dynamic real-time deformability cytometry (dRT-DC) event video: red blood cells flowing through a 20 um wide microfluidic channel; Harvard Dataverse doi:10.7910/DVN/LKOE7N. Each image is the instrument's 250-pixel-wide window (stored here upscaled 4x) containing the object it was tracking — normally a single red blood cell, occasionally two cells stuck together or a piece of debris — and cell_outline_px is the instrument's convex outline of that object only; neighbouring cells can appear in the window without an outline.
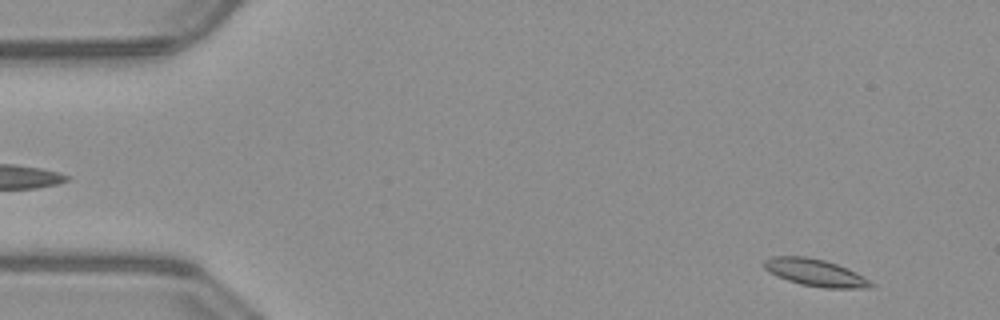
{"species": "common noctule bat (a hibernating species)", "species_latin": "Nyctalus noctula", "temperature_condition": "warm", "stored_images_in_passage": 50, "camera_frame_rate_fps": 3000, "um_per_image_px": 0.085, "animal": {"sex": "male", "body_mass_g": 23.1, "forearm_length_mm": 52.7}, "frame": {"image": 1, "passage_image": 3, "time_ms": 0.667, "image_size_px": [1000, 320], "cell_outline_px": [[876, 284], [872, 288], [824, 288], [800, 284], [776, 276], [768, 272], [764, 268], [764, 260], [772, 256], [804, 256], [824, 260], [848, 268], [864, 276]], "centroid_in_image_um": [69.32, 23.18], "position_along_channel_um": 15.7, "area_um2": 17.05}}
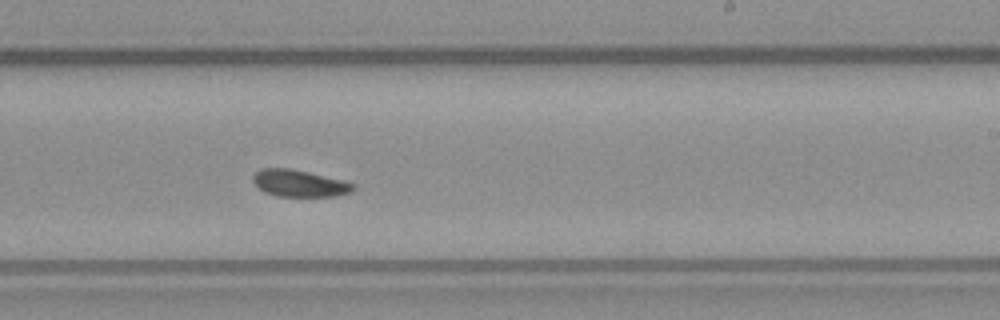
{"frame": {"image": 2, "passage_image": 30, "time_ms": 9.667, "image_size_px": [1000, 320], "cell_outline_px": [[356, 188], [348, 192], [336, 196], [276, 196], [264, 192], [252, 180], [252, 176], [260, 168], [288, 168], [308, 172], [344, 180], [356, 184]], "centroid_in_image_um": [25.45, 15.58], "position_along_channel_um": 263.6, "area_um2": 15.66}}
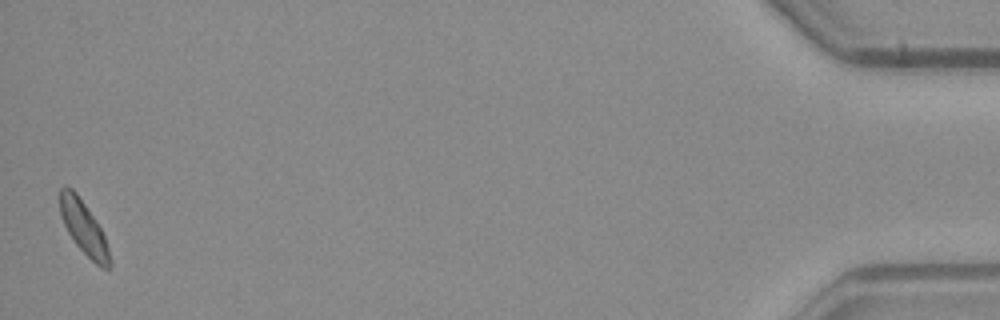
{"frame": {"image": 3, "passage_image": 50, "time_ms": 16.333, "image_size_px": [1000, 320], "cell_outline_px": [[112, 264], [108, 268], [100, 268], [76, 244], [68, 232], [60, 216], [60, 188], [64, 184], [72, 188], [76, 192], [100, 228], [104, 236], [112, 260]], "centroid_in_image_um": [7.11, 19.35], "position_along_channel_um": 428.1, "area_um2": 15.2}, "authors_computed_cell_mechanics": {"area_um2": 16.0395, "velocity_mm_per_s": 3.9819, "shape_relaxation_time_tau1_ms": 8.7111, "shape_relaxation_time_tau2_ms": null, "deformation_change_tau1": 0.1845, "deformation_change_tau2": null}}